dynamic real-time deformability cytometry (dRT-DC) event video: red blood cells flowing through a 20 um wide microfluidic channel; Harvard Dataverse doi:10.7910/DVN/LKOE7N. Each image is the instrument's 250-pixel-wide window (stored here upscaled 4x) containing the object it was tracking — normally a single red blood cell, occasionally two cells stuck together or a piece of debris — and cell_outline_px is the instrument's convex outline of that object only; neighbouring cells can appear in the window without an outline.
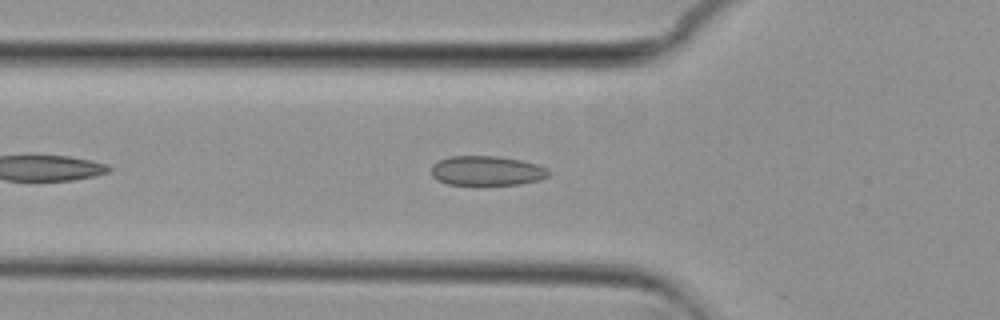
{"species": "common noctule bat (a hibernating species)", "species_latin": "Nyctalus noctula", "temperature_condition": "cold", "stored_images_in_passage": 34, "camera_frame_rate_fps": 3000, "um_per_image_px": 0.085, "animal": {"sex": "female", "body_mass_g": 29.2, "forearm_length_mm": 56.3}, "frame": {"image": 1, "passage_image": 7, "time_ms": 2.0, "image_size_px": [1000, 320], "cell_outline_px": [[548, 176], [540, 180], [520, 184], [448, 184], [436, 180], [432, 176], [432, 164], [448, 156], [500, 156], [520, 160], [536, 164], [544, 168], [548, 172]], "centroid_in_image_um": [41.34, 14.5], "position_along_channel_um": 84.5, "area_um2": 20.06}}
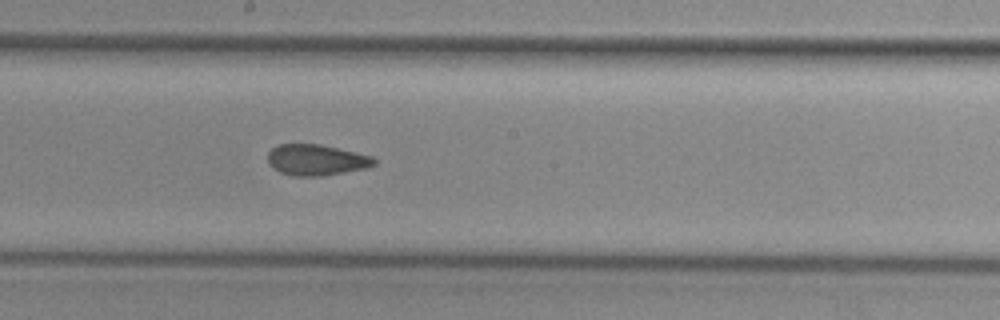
{"frame": {"image": 2, "passage_image": 18, "time_ms": 5.667, "image_size_px": [1000, 320], "cell_outline_px": [[376, 164], [368, 168], [320, 176], [292, 176], [280, 172], [272, 168], [268, 164], [268, 152], [272, 148], [280, 144], [320, 144], [356, 152], [372, 156], [376, 160]], "centroid_in_image_um": [26.88, 13.6], "position_along_channel_um": 221.3, "area_um2": 19.31}}
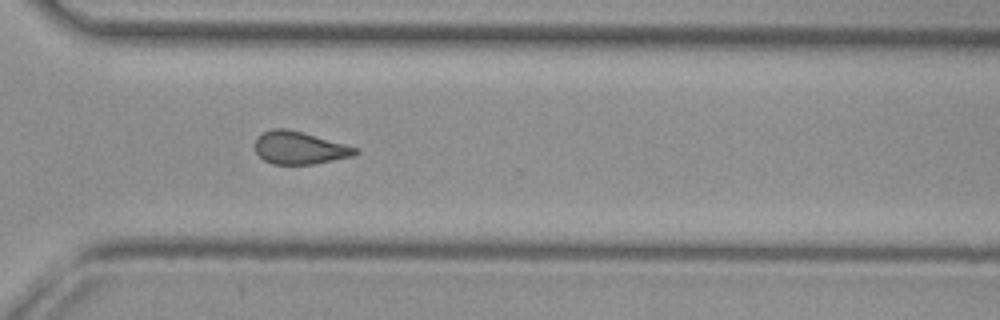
{"frame": {"image": 3, "passage_image": 28, "time_ms": 9.0, "image_size_px": [1000, 320], "cell_outline_px": [[360, 152], [356, 156], [312, 164], [272, 164], [264, 160], [256, 152], [252, 144], [256, 136], [272, 128], [288, 128], [344, 144], [356, 148]], "centroid_in_image_um": [25.41, 12.56], "position_along_channel_um": 345.2, "area_um2": 19.25}, "authors_computed_cell_mechanics": {"area_um2": 19.6231, "velocity_mm_per_s": 3.7169, "shape_relaxation_time_tau1_ms": null, "shape_relaxation_time_tau2_ms": 2.2038, "deformation_change_tau1": null, "deformation_change_tau2": 0.0919}}